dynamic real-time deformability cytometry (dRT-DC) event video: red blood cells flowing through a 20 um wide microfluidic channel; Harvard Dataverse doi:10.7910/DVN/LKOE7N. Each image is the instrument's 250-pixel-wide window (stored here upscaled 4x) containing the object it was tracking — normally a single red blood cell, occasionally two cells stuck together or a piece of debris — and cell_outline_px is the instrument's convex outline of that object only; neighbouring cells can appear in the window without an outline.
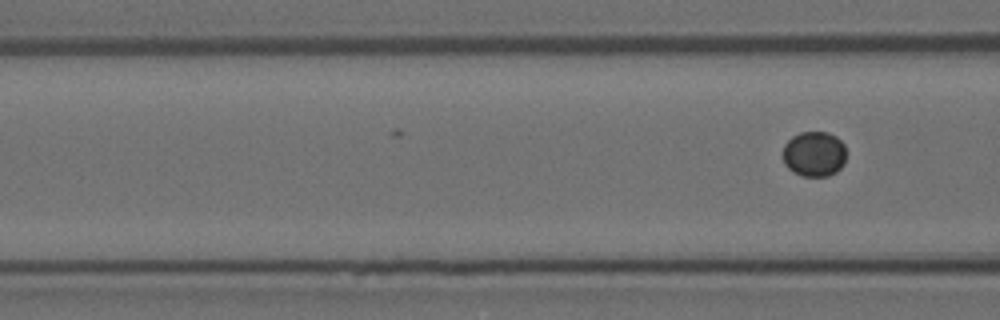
{"species": "Egyptian fruit bat (a non-hibernating species)", "species_latin": "Rousettus aegyptiacus", "temperature_condition": "room temperature", "stored_images_in_passage": 6, "segment_of_instrument_passage": [2, 2], "camera_frame_rate_fps": 3000, "um_per_image_px": 0.085, "animal": {"sex": "female"}, "frame": {"image": 1, "passage_image": 6, "time_ms": 1.667, "image_size_px": [1000, 320], "cell_outline_px": [[844, 164], [836, 172], [828, 176], [800, 176], [788, 168], [784, 164], [784, 144], [792, 136], [800, 132], [828, 132], [836, 136], [844, 144]], "centroid_in_image_um": [69.2, 13.08], "position_along_channel_um": 97.4, "area_um2": 16.7}}